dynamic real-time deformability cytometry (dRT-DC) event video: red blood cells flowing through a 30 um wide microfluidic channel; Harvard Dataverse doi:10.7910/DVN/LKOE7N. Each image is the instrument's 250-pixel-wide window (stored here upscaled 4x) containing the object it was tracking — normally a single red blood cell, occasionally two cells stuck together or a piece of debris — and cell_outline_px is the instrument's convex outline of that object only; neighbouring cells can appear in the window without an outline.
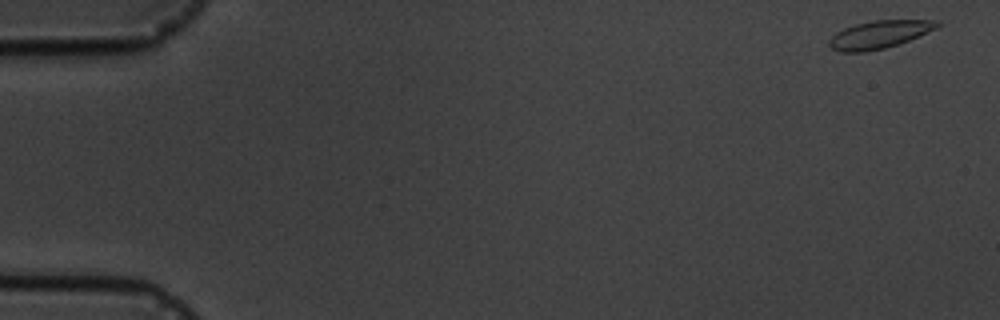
{"species": "common noctule bat (a hibernating species)", "species_latin": "Nyctalus noctula", "temperature_condition": "cold", "stored_images_in_passage": 5, "camera_frame_rate_fps": 3000, "um_per_image_px": 0.085, "animal": {"sex": "male", "body_mass_g": 19.5, "forearm_length_mm": 54.6}, "frame": {"image": 1, "passage_image": 1, "time_ms": 0.0, "image_size_px": [1000, 320], "cell_outline_px": [[944, 24], [936, 28], [908, 40], [884, 48], [864, 52], [840, 52], [832, 48], [828, 44], [828, 40], [836, 32], [844, 28], [856, 24], [872, 20], [940, 20]], "centroid_in_image_um": [74.73, 2.92], "position_along_channel_um": 10.3, "area_um2": 17.4}}
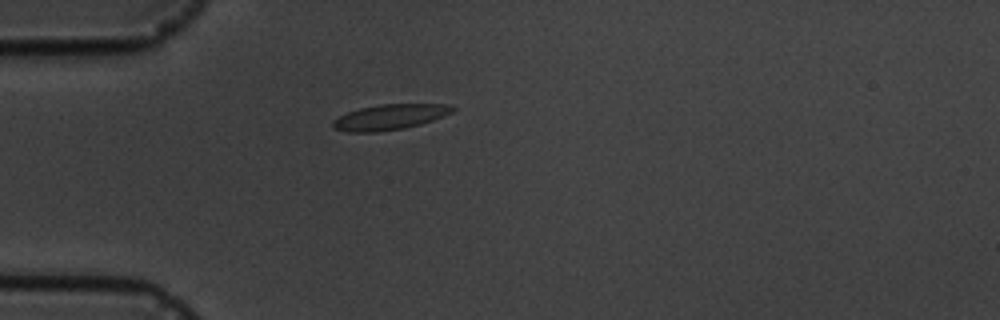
{"frame": {"image": 2, "passage_image": 5, "time_ms": 4.667, "image_size_px": [1000, 320], "cell_outline_px": [[456, 108], [452, 112], [444, 116], [420, 124], [404, 128], [380, 132], [348, 132], [332, 128], [332, 120], [348, 112], [360, 108], [380, 104], [448, 104]], "centroid_in_image_um": [33.11, 9.95], "position_along_channel_um": 51.9, "area_um2": 17.74}}